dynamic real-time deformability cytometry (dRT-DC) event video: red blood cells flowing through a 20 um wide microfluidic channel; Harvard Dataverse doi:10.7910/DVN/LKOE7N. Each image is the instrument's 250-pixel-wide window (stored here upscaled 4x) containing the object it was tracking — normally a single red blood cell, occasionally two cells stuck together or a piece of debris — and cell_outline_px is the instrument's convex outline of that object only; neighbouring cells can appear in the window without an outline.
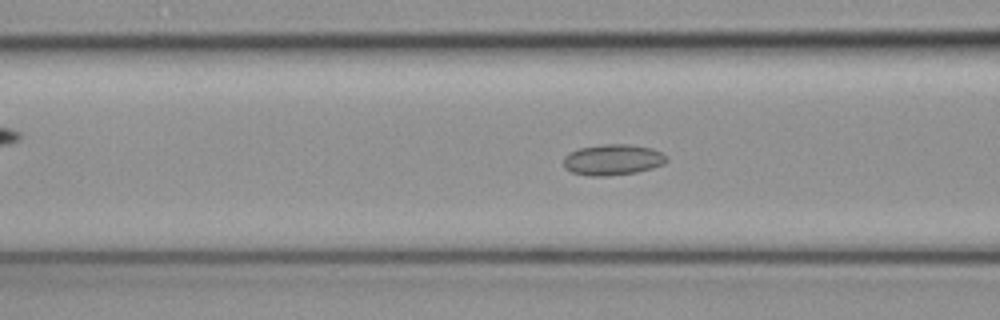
{"species": "common noctule bat (a hibernating species)", "species_latin": "Nyctalus noctula", "temperature_condition": "cold", "stored_images_in_passage": 50, "camera_frame_rate_fps": 3000, "um_per_image_px": 0.085, "animal": {"sex": "female", "body_mass_g": 19.3, "forearm_length_mm": 54.1}, "frame": {"image": 1, "passage_image": 21, "time_ms": 6.667, "image_size_px": [1000, 320], "cell_outline_px": [[668, 160], [664, 164], [652, 168], [636, 172], [608, 176], [588, 176], [572, 172], [564, 168], [564, 156], [580, 148], [604, 144], [628, 144], [652, 148], [668, 156]], "centroid_in_image_um": [52.11, 13.58], "position_along_channel_um": 114.5, "area_um2": 18.55}}
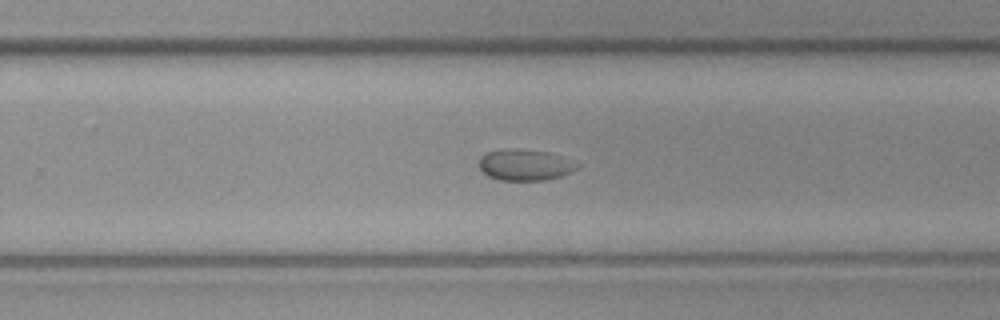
{"frame": {"image": 2, "passage_image": 34, "time_ms": 11.0, "image_size_px": [1000, 320], "cell_outline_px": [[580, 168], [572, 172], [560, 176], [544, 180], [500, 180], [488, 176], [476, 164], [480, 156], [488, 152], [504, 148], [548, 152], [560, 156], [580, 164]], "centroid_in_image_um": [44.6, 14.02], "position_along_channel_um": 285.2, "area_um2": 17.86}}
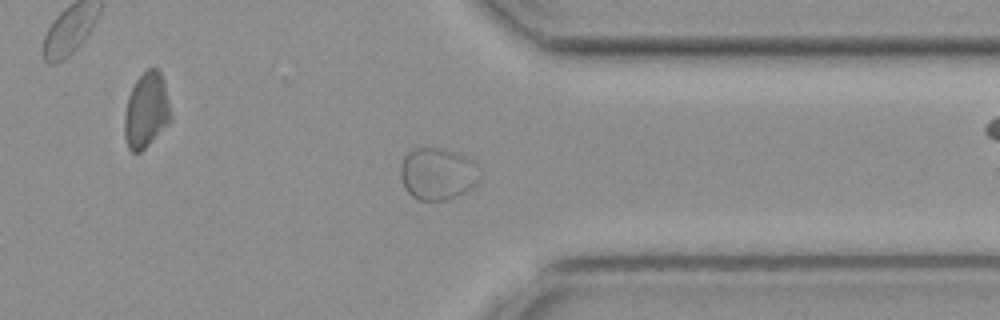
{"frame": {"image": 3, "passage_image": 41, "time_ms": 13.333, "image_size_px": [1000, 320], "cell_outline_px": [[476, 184], [472, 188], [456, 196], [444, 200], [416, 200], [404, 188], [400, 176], [400, 164], [404, 156], [408, 152], [416, 148], [432, 148], [452, 152], [468, 160], [476, 180]], "centroid_in_image_um": [37.03, 14.82], "position_along_channel_um": 374.4, "area_um2": 22.89}}